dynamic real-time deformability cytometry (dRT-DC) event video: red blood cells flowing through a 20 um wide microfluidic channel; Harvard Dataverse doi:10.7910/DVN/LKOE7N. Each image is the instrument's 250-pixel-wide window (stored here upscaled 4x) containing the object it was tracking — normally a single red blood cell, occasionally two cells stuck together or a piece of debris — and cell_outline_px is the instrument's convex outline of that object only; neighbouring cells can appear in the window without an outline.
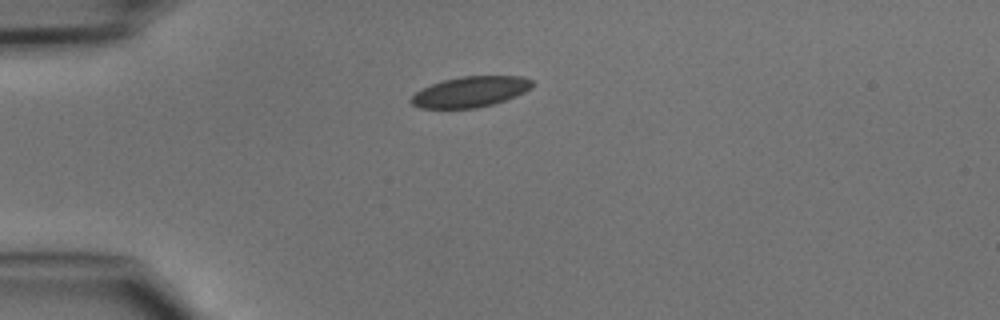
{"species": "common noctule bat (a hibernating species)", "species_latin": "Nyctalus noctula", "temperature_condition": "cold", "stored_images_in_passage": 36, "camera_frame_rate_fps": 3000, "um_per_image_px": 0.085, "animal": {"sex": "male", "body_mass_g": 15.6}, "frame": {"image": 1, "passage_image": 1, "time_ms": 0.0, "image_size_px": [1000, 320], "cell_outline_px": [[532, 88], [516, 96], [492, 104], [476, 108], [420, 108], [412, 104], [408, 100], [420, 88], [444, 80], [460, 76], [524, 76], [532, 80]], "centroid_in_image_um": [39.96, 7.8], "position_along_channel_um": 45.0, "area_um2": 21.62}}
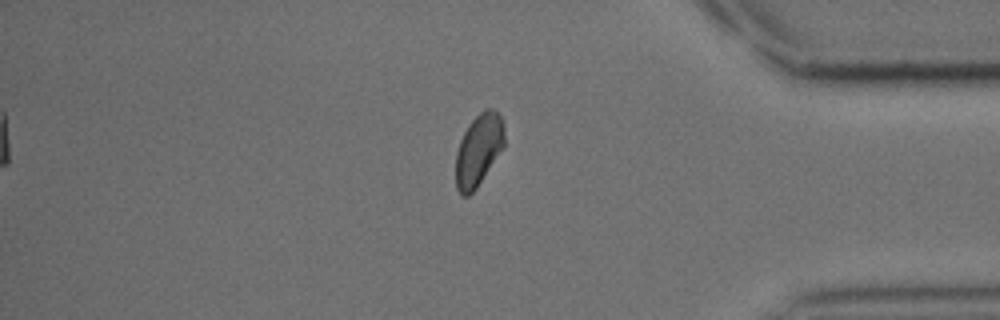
{"frame": {"image": 2, "passage_image": 29, "time_ms": 9.333, "image_size_px": [1000, 320], "cell_outline_px": [[504, 148], [476, 188], [468, 196], [460, 196], [456, 188], [456, 152], [460, 140], [468, 124], [484, 108], [492, 108], [500, 116], [504, 124]], "centroid_in_image_um": [40.68, 12.75], "position_along_channel_um": 394.5, "area_um2": 20.52}}
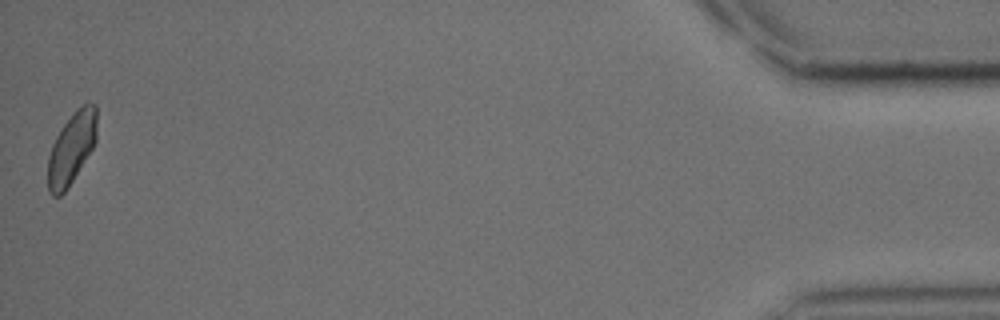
{"frame": {"image": 3, "passage_image": 36, "time_ms": 11.667, "image_size_px": [1000, 320], "cell_outline_px": [[96, 140], [92, 148], [68, 188], [60, 196], [52, 196], [48, 192], [48, 156], [52, 144], [56, 136], [72, 112], [76, 108], [84, 104], [96, 104]], "centroid_in_image_um": [6.06, 12.61], "position_along_channel_um": 429.1, "area_um2": 20.29}}